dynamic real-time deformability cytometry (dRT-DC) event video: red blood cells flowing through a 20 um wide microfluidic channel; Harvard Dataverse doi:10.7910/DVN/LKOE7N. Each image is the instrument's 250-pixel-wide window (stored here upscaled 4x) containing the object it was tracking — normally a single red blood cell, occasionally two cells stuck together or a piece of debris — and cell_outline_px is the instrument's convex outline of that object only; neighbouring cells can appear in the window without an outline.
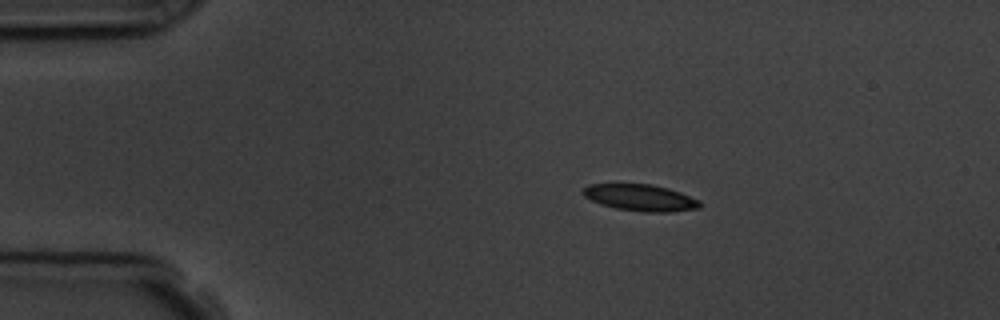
{"species": "common noctule bat (a hibernating species)", "species_latin": "Nyctalus noctula", "temperature_condition": "room temperature", "stored_images_in_passage": 4, "camera_frame_rate_fps": 3000, "um_per_image_px": 0.085, "animal": {"sex": "male", "body_mass_g": 19.5, "forearm_length_mm": 54.6}, "frame": {"image": 1, "passage_image": 2, "time_ms": 2.0, "image_size_px": [1000, 320], "cell_outline_px": [[700, 208], [672, 212], [640, 212], [616, 208], [600, 204], [584, 196], [580, 192], [588, 184], [652, 184], [668, 188], [680, 192], [700, 200]], "centroid_in_image_um": [54.43, 16.8], "position_along_channel_um": 30.6, "area_um2": 18.21}}
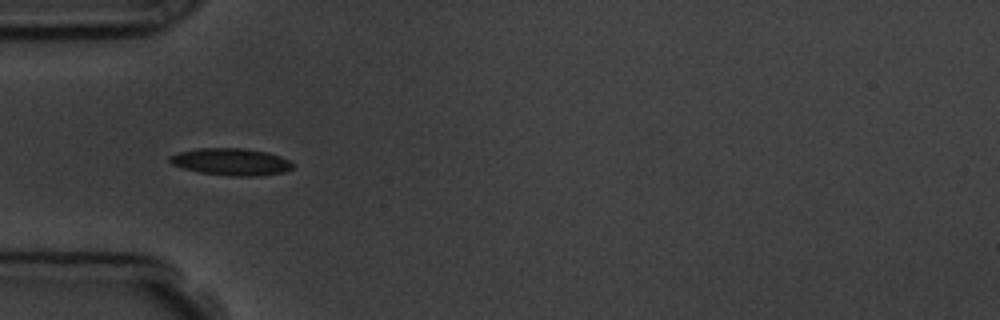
{"frame": {"image": 2, "passage_image": 4, "time_ms": 4.333, "image_size_px": [1000, 320], "cell_outline_px": [[296, 164], [292, 168], [284, 172], [260, 176], [228, 176], [200, 172], [184, 168], [172, 164], [168, 160], [168, 156], [176, 152], [196, 148], [244, 148], [268, 152], [280, 156]], "centroid_in_image_um": [19.64, 13.75], "position_along_channel_um": 65.4, "area_um2": 19.65}}